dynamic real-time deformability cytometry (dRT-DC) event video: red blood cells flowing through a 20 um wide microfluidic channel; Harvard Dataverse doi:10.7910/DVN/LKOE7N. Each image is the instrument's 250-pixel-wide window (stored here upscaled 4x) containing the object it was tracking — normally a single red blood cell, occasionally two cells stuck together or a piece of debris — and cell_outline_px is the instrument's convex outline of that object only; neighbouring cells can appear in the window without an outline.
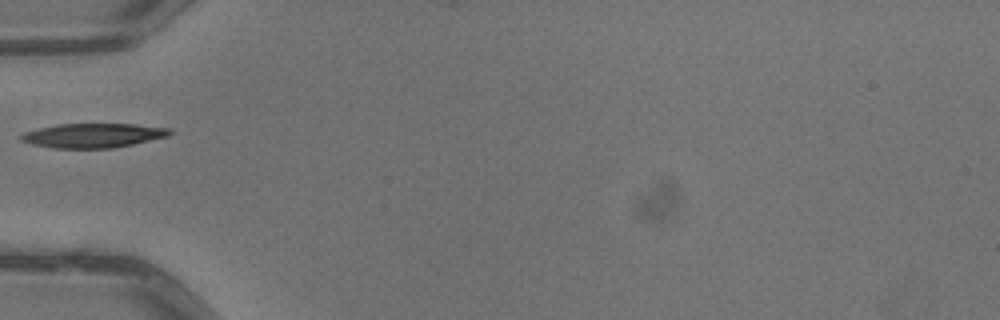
{"species": "common noctule bat (a hibernating species)", "species_latin": "Nyctalus noctula", "temperature_condition": "warm", "stored_images_in_passage": 3, "camera_frame_rate_fps": 3000, "um_per_image_px": 0.085, "animal": {"sex": "male", "body_mass_g": 13.3}, "frame": {"image": 1, "passage_image": 1, "time_ms": 0.0, "image_size_px": [1000, 320], "cell_outline_px": [[172, 132], [168, 136], [132, 144], [112, 148], [56, 148], [32, 144], [20, 140], [20, 136], [24, 132], [56, 124], [132, 124], [172, 128]], "centroid_in_image_um": [7.92, 11.51], "position_along_channel_um": 77.1, "area_um2": 20.92}}
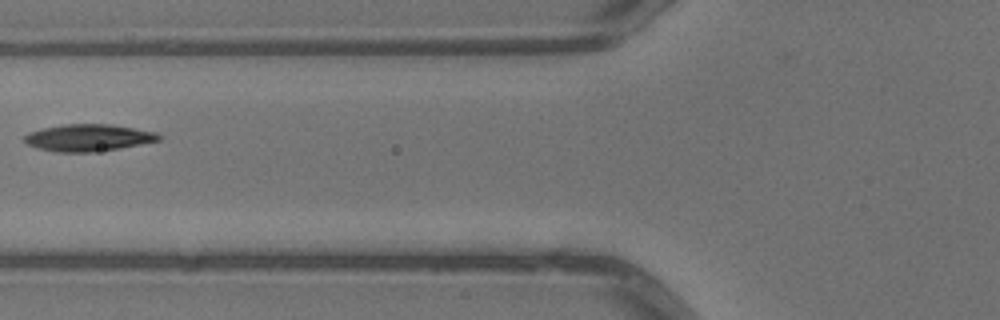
{"frame": {"image": 2, "passage_image": 2, "time_ms": 0.333, "image_size_px": [1000, 320], "cell_outline_px": [[160, 140], [120, 148], [96, 152], [56, 152], [36, 148], [28, 144], [24, 140], [24, 136], [28, 132], [40, 128], [64, 124], [112, 124], [160, 132]], "centroid_in_image_um": [7.51, 11.7], "position_along_channel_um": 118.3, "area_um2": 21.39}}
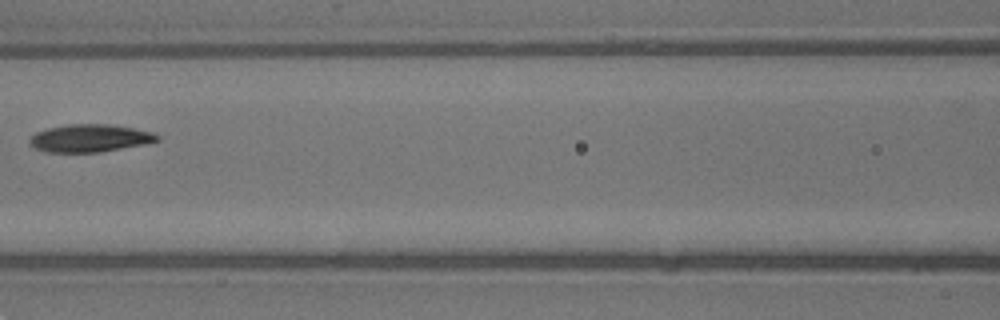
{"frame": {"image": 3, "passage_image": 3, "time_ms": 0.667, "image_size_px": [1000, 320], "cell_outline_px": [[160, 140], [148, 144], [100, 152], [44, 152], [28, 144], [28, 140], [36, 132], [48, 128], [68, 124], [108, 124], [156, 132], [160, 136]], "centroid_in_image_um": [7.67, 11.75], "position_along_channel_um": 158.9, "area_um2": 20.81}}